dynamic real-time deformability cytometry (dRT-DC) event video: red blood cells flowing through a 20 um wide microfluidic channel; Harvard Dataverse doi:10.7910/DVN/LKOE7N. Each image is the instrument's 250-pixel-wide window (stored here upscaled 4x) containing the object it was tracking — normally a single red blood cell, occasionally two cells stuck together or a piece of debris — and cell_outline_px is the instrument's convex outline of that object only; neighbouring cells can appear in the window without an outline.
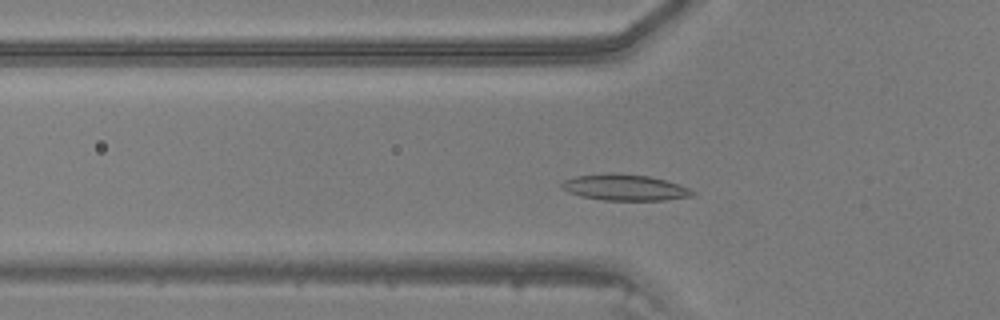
{"species": "common noctule bat (a hibernating species)", "species_latin": "Nyctalus noctula", "temperature_condition": "warm", "stored_images_in_passage": 42, "camera_frame_rate_fps": 3000, "um_per_image_px": 0.085, "animal": {"sex": "male", "body_mass_g": 20.5, "forearm_length_mm": 52.5}, "frame": {"image": 1, "passage_image": 11, "time_ms": 3.333, "image_size_px": [1000, 320], "cell_outline_px": [[696, 196], [664, 200], [604, 200], [580, 196], [568, 192], [560, 188], [560, 184], [564, 180], [576, 176], [612, 172], [648, 176], [664, 180], [688, 188], [696, 192]], "centroid_in_image_um": [53.08, 15.93], "position_along_channel_um": 72.7, "area_um2": 19.94}}
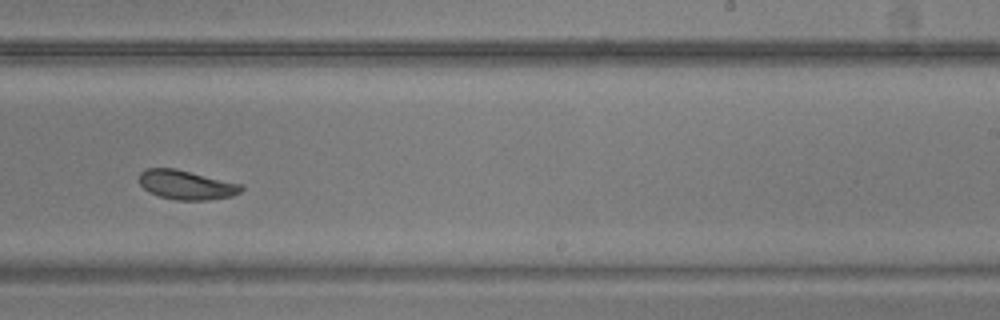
{"frame": {"image": 2, "passage_image": 25, "time_ms": 8.0, "image_size_px": [1000, 320], "cell_outline_px": [[244, 188], [240, 192], [232, 196], [208, 200], [176, 200], [160, 196], [148, 192], [140, 184], [140, 172], [144, 168], [176, 168], [244, 184]], "centroid_in_image_um": [15.87, 15.7], "position_along_channel_um": 273.1, "area_um2": 17.63}}
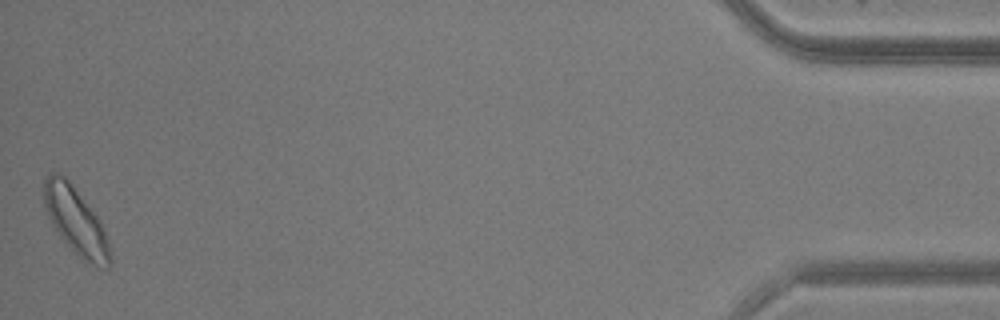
{"frame": {"image": 3, "passage_image": 42, "time_ms": 13.667, "image_size_px": [1000, 320], "cell_outline_px": [[112, 260], [108, 268], [100, 268], [84, 264], [76, 256], [60, 236], [48, 216], [44, 204], [44, 180], [48, 172], [56, 172], [64, 176], [72, 184], [100, 220], [104, 228], [108, 240]], "centroid_in_image_um": [6.47, 18.85], "position_along_channel_um": 428.7, "area_um2": 26.18}}